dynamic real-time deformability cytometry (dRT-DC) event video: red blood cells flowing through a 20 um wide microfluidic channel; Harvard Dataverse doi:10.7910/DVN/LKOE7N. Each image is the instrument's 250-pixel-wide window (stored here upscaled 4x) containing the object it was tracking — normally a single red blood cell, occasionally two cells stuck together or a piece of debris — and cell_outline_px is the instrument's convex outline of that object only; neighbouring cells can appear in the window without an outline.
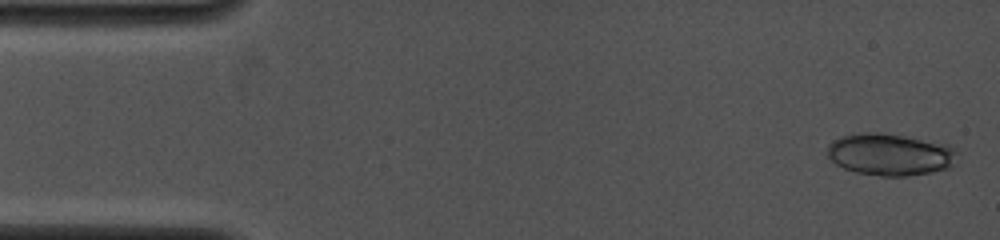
{"species": "common noctule bat (a hibernating species)", "species_latin": "Nyctalus noctula", "temperature_condition": "cold", "stored_images_in_passage": 8, "camera_frame_rate_fps": 4000, "um_per_image_px": 0.085, "animal": {"sex": "female", "body_mass_g": 19.0, "forearm_length_mm": 53.3}, "frame": {"image": 1, "passage_image": 1, "time_ms": 0.0, "image_size_px": [1000, 240], "cell_outline_px": [[956, 164], [948, 168], [932, 172], [908, 176], [880, 176], [856, 172], [844, 168], [836, 164], [828, 156], [828, 144], [832, 140], [840, 136], [860, 132], [876, 132], [936, 140], [952, 144], [956, 148]], "centroid_in_image_um": [75.72, 13.11], "position_along_channel_um": 9.3, "area_um2": 32.48}}